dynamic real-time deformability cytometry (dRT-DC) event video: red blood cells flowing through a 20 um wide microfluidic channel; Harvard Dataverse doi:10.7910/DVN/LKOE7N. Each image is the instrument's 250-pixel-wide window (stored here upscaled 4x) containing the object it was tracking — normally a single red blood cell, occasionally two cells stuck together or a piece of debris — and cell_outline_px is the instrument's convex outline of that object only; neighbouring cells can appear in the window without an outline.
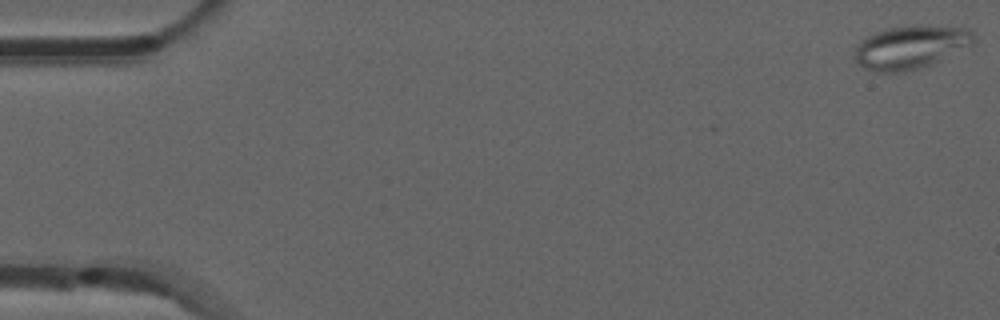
{"species": "common noctule bat (a hibernating species)", "species_latin": "Nyctalus noctula", "temperature_condition": "room temperature", "stored_images_in_passage": 6, "camera_frame_rate_fps": 3000, "um_per_image_px": 0.085, "animal": {"sex": "male", "forearm_length_mm": 52.5}, "frame": {"image": 1, "passage_image": 1, "time_ms": 0.0, "image_size_px": [1000, 320], "cell_outline_px": [[972, 44], [932, 64], [920, 68], [904, 72], [876, 72], [864, 68], [852, 56], [856, 48], [868, 36], [876, 32], [888, 28], [912, 24], [920, 24], [968, 28], [972, 32]], "centroid_in_image_um": [77.39, 4.0], "position_along_channel_um": 7.6, "area_um2": 29.94}}